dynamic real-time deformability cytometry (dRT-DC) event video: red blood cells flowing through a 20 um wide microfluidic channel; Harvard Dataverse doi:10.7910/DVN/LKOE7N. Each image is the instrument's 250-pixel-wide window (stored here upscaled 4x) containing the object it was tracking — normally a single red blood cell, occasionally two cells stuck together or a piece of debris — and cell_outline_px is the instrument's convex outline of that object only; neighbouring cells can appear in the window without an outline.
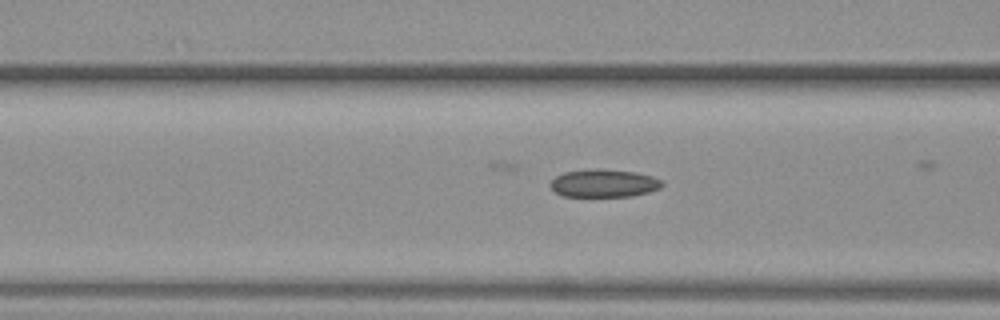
{"species": "common noctule bat (a hibernating species)", "species_latin": "Nyctalus noctula", "temperature_condition": "warm", "stored_images_in_passage": 5, "camera_frame_rate_fps": 3000, "um_per_image_px": 0.085, "animal": {"sex": "female", "body_mass_g": 19.3, "forearm_length_mm": 54.1}, "frame": {"image": 1, "passage_image": 5, "time_ms": 1.333, "image_size_px": [1000, 320], "cell_outline_px": [[664, 184], [660, 188], [648, 192], [632, 196], [564, 196], [556, 192], [552, 188], [552, 180], [556, 176], [564, 172], [596, 168], [636, 172], [652, 176], [660, 180]], "centroid_in_image_um": [51.35, 15.57], "position_along_channel_um": 115.2, "area_um2": 17.98}}